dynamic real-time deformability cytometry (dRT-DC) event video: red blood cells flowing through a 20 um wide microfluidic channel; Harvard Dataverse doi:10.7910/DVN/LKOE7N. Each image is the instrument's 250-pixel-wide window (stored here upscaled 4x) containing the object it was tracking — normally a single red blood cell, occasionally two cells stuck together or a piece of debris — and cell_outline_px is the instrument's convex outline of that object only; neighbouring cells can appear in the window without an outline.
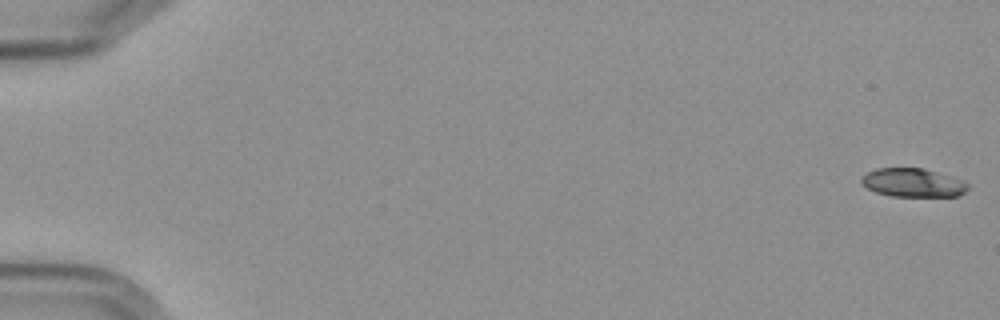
{"species": "Egyptian fruit bat (a non-hibernating species)", "species_latin": "Rousettus aegyptiacus", "temperature_condition": "cold", "stored_images_in_passage": 7, "camera_frame_rate_fps": 3000, "um_per_image_px": 0.085, "frame": {"image": 1, "passage_image": 1, "time_ms": 0.0, "image_size_px": [1000, 320], "cell_outline_px": [[968, 188], [960, 196], [892, 196], [876, 192], [860, 184], [860, 176], [876, 168], [924, 168], [964, 180], [968, 184]], "centroid_in_image_um": [77.58, 15.52], "position_along_channel_um": 7.4, "area_um2": 17.86}}
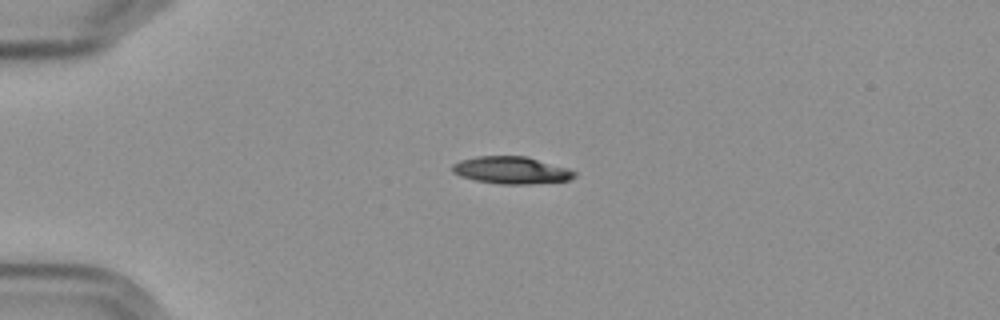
{"frame": {"image": 2, "passage_image": 5, "time_ms": 4.667, "image_size_px": [1000, 320], "cell_outline_px": [[576, 176], [568, 180], [532, 184], [500, 184], [476, 180], [460, 176], [452, 172], [452, 164], [460, 160], [476, 156], [524, 156], [568, 168], [576, 172]], "centroid_in_image_um": [43.44, 14.47], "position_along_channel_um": 41.6, "area_um2": 19.31}}
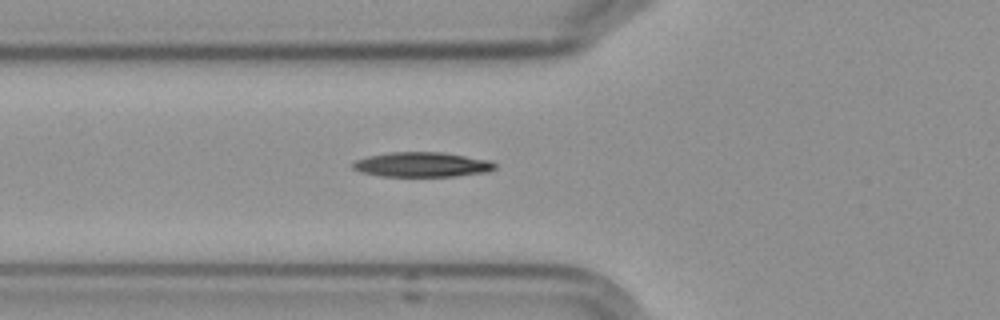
{"frame": {"image": 3, "passage_image": 7, "time_ms": 7.0, "image_size_px": [1000, 320], "cell_outline_px": [[496, 168], [488, 172], [456, 176], [380, 176], [360, 172], [352, 168], [352, 164], [356, 160], [368, 156], [392, 152], [440, 152], [488, 160], [496, 164]], "centroid_in_image_um": [35.85, 13.99], "position_along_channel_um": 89.9, "area_um2": 20.4}}